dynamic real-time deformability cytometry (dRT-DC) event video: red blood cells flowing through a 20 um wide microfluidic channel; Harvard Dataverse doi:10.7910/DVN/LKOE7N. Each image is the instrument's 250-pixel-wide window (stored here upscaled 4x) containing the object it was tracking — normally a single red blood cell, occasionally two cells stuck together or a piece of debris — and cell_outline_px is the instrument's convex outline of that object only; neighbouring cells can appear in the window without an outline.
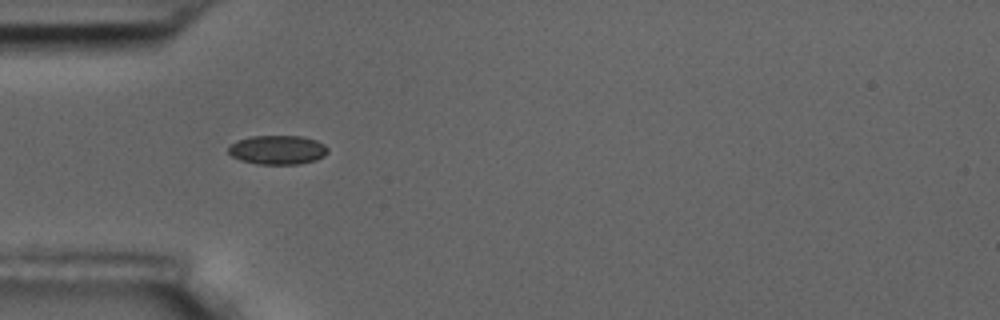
{"species": "common noctule bat (a hibernating species)", "species_latin": "Nyctalus noctula", "temperature_condition": "room temperature", "stored_images_in_passage": 19, "camera_frame_rate_fps": 3000, "um_per_image_px": 0.085, "animal": {"sex": "male", "body_mass_g": 17.5, "forearm_length_mm": 52.3}, "frame": {"image": 1, "passage_image": 1, "time_ms": 0.0, "image_size_px": [1000, 320], "cell_outline_px": [[328, 152], [324, 156], [316, 160], [300, 164], [256, 164], [240, 160], [232, 156], [228, 152], [228, 148], [232, 144], [240, 140], [252, 136], [300, 136], [316, 140], [324, 144], [328, 148]], "centroid_in_image_um": [23.62, 12.75], "position_along_channel_um": 61.4, "area_um2": 16.82}}
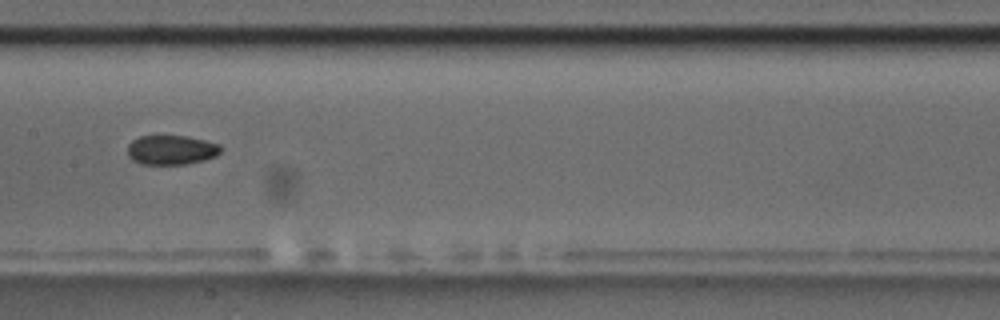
{"frame": {"image": 2, "passage_image": 12, "time_ms": 3.667, "image_size_px": [1000, 320], "cell_outline_px": [[220, 152], [216, 156], [204, 160], [184, 164], [140, 164], [132, 160], [128, 156], [128, 144], [132, 140], [140, 136], [188, 136], [220, 144]], "centroid_in_image_um": [14.54, 12.74], "position_along_channel_um": 192.9, "area_um2": 16.01}}
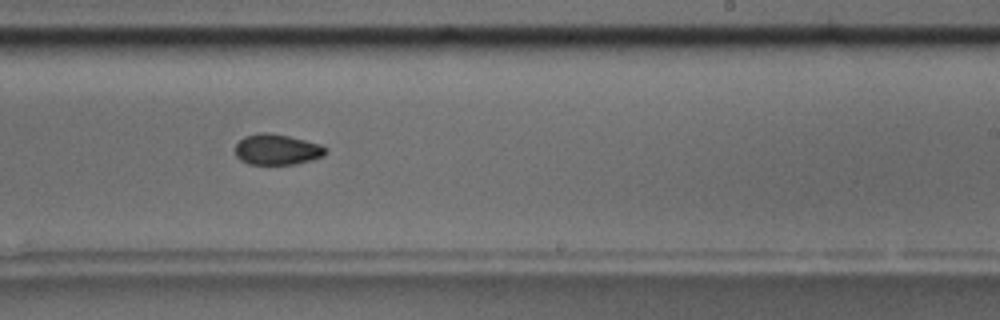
{"frame": {"image": 3, "passage_image": 18, "time_ms": 5.667, "image_size_px": [1000, 320], "cell_outline_px": [[328, 152], [324, 156], [312, 160], [296, 164], [248, 164], [240, 160], [236, 156], [236, 144], [244, 136], [260, 132], [272, 132], [320, 144], [328, 148]], "centroid_in_image_um": [23.56, 12.7], "position_along_channel_um": 265.4, "area_um2": 16.36}}